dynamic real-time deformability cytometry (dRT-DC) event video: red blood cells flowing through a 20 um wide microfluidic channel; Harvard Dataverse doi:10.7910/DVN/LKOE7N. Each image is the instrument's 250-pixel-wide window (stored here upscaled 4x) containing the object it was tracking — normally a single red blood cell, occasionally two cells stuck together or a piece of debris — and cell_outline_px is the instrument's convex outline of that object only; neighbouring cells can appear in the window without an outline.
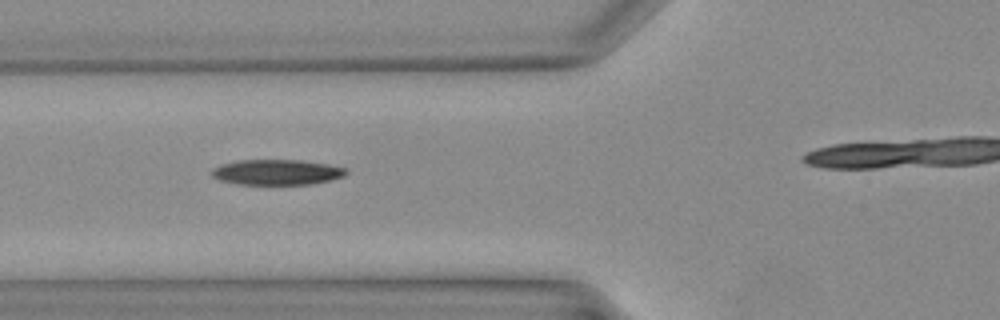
{"species": "Egyptian fruit bat (a non-hibernating species)", "species_latin": "Rousettus aegyptiacus", "temperature_condition": "warm", "stored_images_in_passage": 27, "camera_frame_rate_fps": 3000, "um_per_image_px": 0.085, "animal": {"sex": "female"}, "frame": {"image": 1, "passage_image": 8, "time_ms": 2.333, "image_size_px": [1000, 320], "cell_outline_px": [[348, 172], [344, 176], [312, 184], [236, 184], [220, 180], [212, 176], [212, 168], [220, 164], [236, 160], [300, 160], [328, 164], [348, 168]], "centroid_in_image_um": [23.52, 14.63], "position_along_channel_um": 102.3, "area_um2": 19.94}}